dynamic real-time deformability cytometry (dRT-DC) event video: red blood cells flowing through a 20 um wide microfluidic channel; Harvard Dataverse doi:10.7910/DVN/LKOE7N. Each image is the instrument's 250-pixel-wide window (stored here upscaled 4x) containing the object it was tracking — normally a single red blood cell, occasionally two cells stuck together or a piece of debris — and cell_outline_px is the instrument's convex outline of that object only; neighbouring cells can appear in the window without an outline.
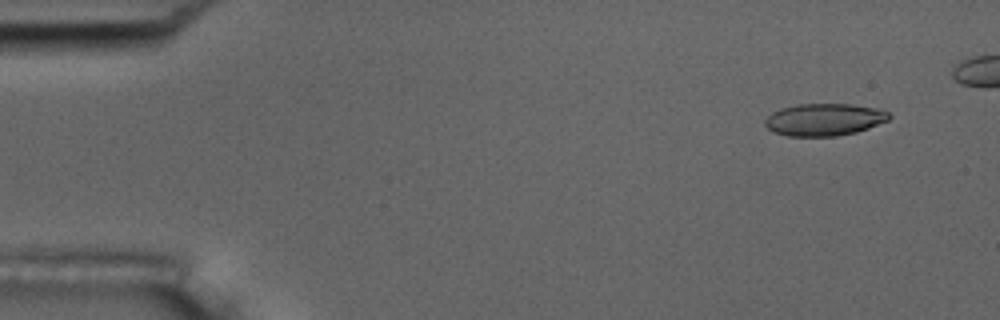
{"species": "common noctule bat (a hibernating species)", "species_latin": "Nyctalus noctula", "temperature_condition": "room temperature", "stored_images_in_passage": 6, "camera_frame_rate_fps": 3000, "um_per_image_px": 0.085, "animal": {"sex": "male", "body_mass_g": 17.5, "forearm_length_mm": 52.3}, "frame": {"image": 1, "passage_image": 1, "time_ms": 0.0, "image_size_px": [1000, 320], "cell_outline_px": [[892, 116], [888, 120], [868, 128], [856, 132], [836, 136], [788, 136], [772, 132], [764, 124], [764, 120], [772, 112], [780, 108], [796, 104], [852, 104], [880, 108], [888, 112]], "centroid_in_image_um": [70.05, 10.16], "position_along_channel_um": 14.9, "area_um2": 23.52}}